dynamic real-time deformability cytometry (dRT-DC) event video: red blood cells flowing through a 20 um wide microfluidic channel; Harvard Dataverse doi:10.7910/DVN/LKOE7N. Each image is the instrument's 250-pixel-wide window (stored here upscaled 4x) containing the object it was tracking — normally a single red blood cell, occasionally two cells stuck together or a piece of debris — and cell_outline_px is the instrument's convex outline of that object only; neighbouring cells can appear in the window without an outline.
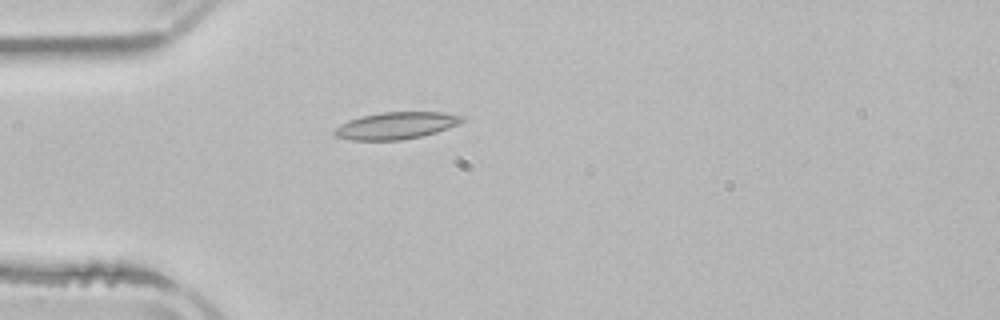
{"species": "common noctule bat (a hibernating species)", "species_latin": "Nyctalus noctula", "temperature_condition": "room temperature", "stored_images_in_passage": 4, "camera_frame_rate_fps": 3000, "um_per_image_px": 0.085, "animal": {"sex": "male", "body_mass_g": 21.5, "forearm_length_mm": 52.0}, "frame": {"image": 1, "passage_image": 4, "time_ms": 4.333, "image_size_px": [1000, 320], "cell_outline_px": [[468, 116], [464, 120], [456, 124], [436, 132], [420, 136], [400, 140], [352, 140], [336, 136], [332, 132], [340, 124], [348, 120], [360, 116], [380, 112], [440, 112]], "centroid_in_image_um": [33.65, 10.66], "position_along_channel_um": 51.4, "area_um2": 20.0}}